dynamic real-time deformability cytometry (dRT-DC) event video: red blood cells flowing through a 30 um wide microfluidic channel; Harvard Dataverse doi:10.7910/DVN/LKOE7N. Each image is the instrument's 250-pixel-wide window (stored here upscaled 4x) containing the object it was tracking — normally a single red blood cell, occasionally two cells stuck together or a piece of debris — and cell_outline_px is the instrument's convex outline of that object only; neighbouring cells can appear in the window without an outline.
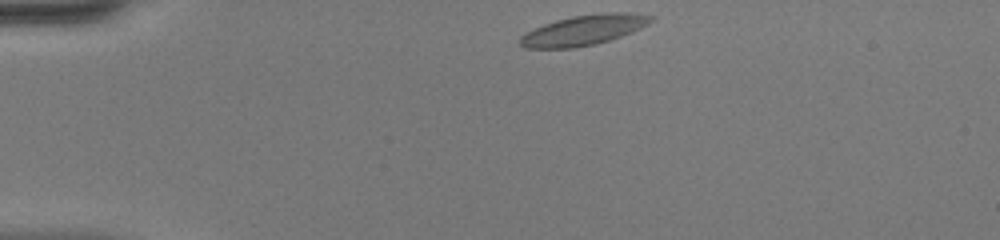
{"species": "common noctule bat (a hibernating species)", "species_latin": "Nyctalus noctula", "temperature_condition": "warm", "stored_images_in_passage": 41, "camera_frame_rate_fps": 3000, "um_per_image_px": 0.085, "animal": {"sex": "female", "body_mass_g": 20.0, "forearm_length_mm": 54.0}, "frame": {"image": 1, "passage_image": 1, "time_ms": 0.0, "image_size_px": [1000, 240], "cell_outline_px": [[656, 16], [648, 24], [632, 32], [596, 44], [572, 48], [524, 48], [520, 44], [520, 36], [544, 24], [556, 20], [572, 16], [604, 12], [628, 12]], "centroid_in_image_um": [49.64, 2.55], "position_along_channel_um": 35.4, "area_um2": 22.89}}
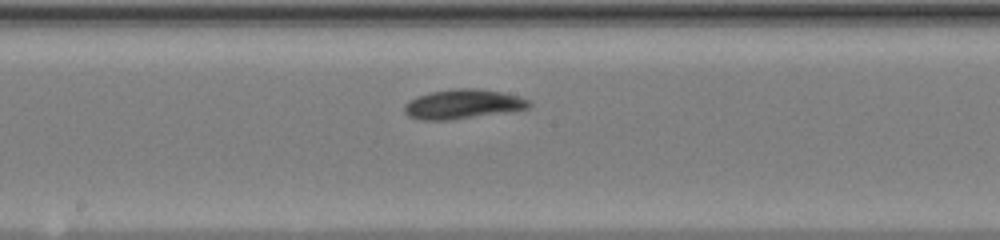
{"frame": {"image": 2, "passage_image": 18, "time_ms": 5.667, "image_size_px": [1000, 240], "cell_outline_px": [[532, 104], [528, 108], [452, 120], [420, 120], [408, 116], [404, 112], [404, 104], [408, 100], [416, 96], [432, 92], [452, 88], [476, 88], [500, 92], [516, 96], [528, 100]], "centroid_in_image_um": [39.26, 8.85], "position_along_channel_um": 208.9, "area_um2": 21.27}}
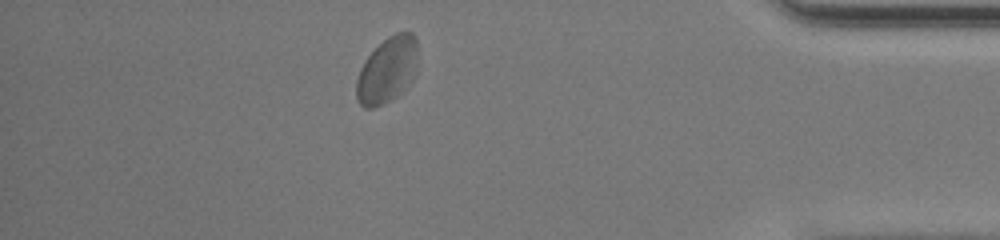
{"frame": {"image": 3, "passage_image": 35, "time_ms": 11.333, "image_size_px": [1000, 240], "cell_outline_px": [[416, 72], [408, 88], [396, 96], [372, 108], [364, 108], [356, 100], [356, 80], [360, 68], [364, 60], [388, 36], [396, 32], [412, 32], [416, 36]], "centroid_in_image_um": [32.91, 5.96], "position_along_channel_um": 402.3, "area_um2": 23.58}, "authors_computed_cell_mechanics": {"area_um2": 21.3282, "velocity_mm_per_s": 4.0439, "shape_relaxation_time_tau1_ms": 2.8084, "shape_relaxation_time_tau2_ms": 1.1013, "deformation_change_tau1": 0.1106, "deformation_change_tau2": 0.0587}}